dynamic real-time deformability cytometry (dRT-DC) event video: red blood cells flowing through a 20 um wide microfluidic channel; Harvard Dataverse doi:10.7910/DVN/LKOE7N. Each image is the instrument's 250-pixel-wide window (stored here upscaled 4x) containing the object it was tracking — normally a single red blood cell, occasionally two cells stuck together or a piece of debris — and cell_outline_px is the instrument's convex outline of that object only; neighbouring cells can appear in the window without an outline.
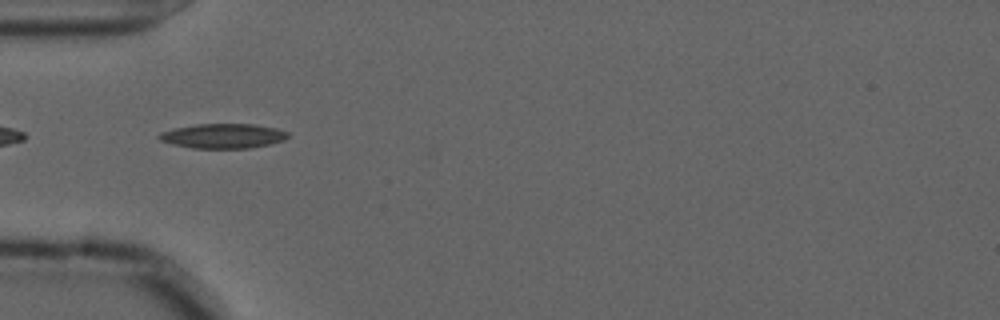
{"species": "common noctule bat (a hibernating species)", "species_latin": "Nyctalus noctula", "temperature_condition": "cold", "stored_images_in_passage": 40, "camera_frame_rate_fps": 3000, "um_per_image_px": 0.085, "animal": {"sex": "male", "forearm_length_mm": 52.5}, "frame": {"image": 1, "passage_image": 2, "time_ms": 0.333, "image_size_px": [1000, 320], "cell_outline_px": [[288, 136], [284, 140], [268, 144], [248, 148], [192, 148], [172, 144], [160, 140], [156, 136], [160, 132], [176, 128], [196, 124], [256, 124], [276, 128], [288, 132]], "centroid_in_image_um": [18.94, 11.55], "position_along_channel_um": 66.1, "area_um2": 18.44}}
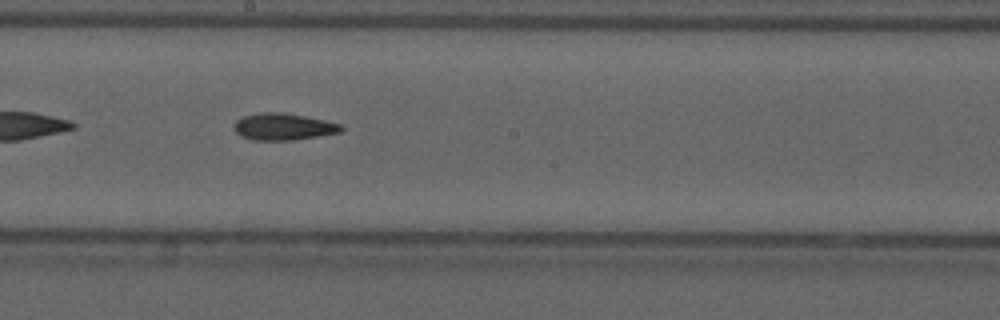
{"frame": {"image": 2, "passage_image": 15, "time_ms": 4.667, "image_size_px": [1000, 320], "cell_outline_px": [[344, 128], [340, 132], [292, 140], [252, 140], [240, 136], [232, 128], [236, 120], [244, 116], [260, 112], [284, 112], [324, 120], [340, 124]], "centroid_in_image_um": [24.03, 10.76], "position_along_channel_um": 224.2, "area_um2": 16.7}}
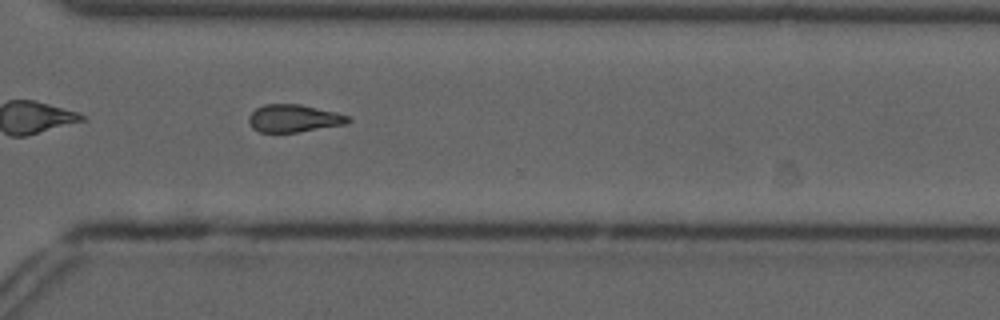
{"frame": {"image": 3, "passage_image": 25, "time_ms": 8.0, "image_size_px": [1000, 320], "cell_outline_px": [[352, 120], [348, 124], [296, 132], [260, 132], [252, 128], [248, 124], [248, 116], [256, 108], [264, 104], [300, 104], [336, 112], [352, 116]], "centroid_in_image_um": [25.0, 10.06], "position_along_channel_um": 345.6, "area_um2": 16.18}, "authors_computed_cell_mechanics": {"area_um2": 16.2996, "velocity_mm_per_s": 3.6607, "shape_relaxation_time_tau1_ms": null, "shape_relaxation_time_tau2_ms": 10.4896, "deformation_change_tau1": null, "deformation_change_tau2": 0.2265}}